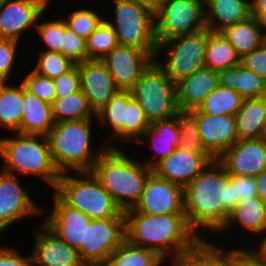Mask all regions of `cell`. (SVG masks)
<instances>
[{"label": "cell", "instance_id": "ee69618b", "mask_svg": "<svg viewBox=\"0 0 266 266\" xmlns=\"http://www.w3.org/2000/svg\"><path fill=\"white\" fill-rule=\"evenodd\" d=\"M20 42L0 38V82L12 80L13 68L17 57L18 45Z\"/></svg>", "mask_w": 266, "mask_h": 266}, {"label": "cell", "instance_id": "ba28073f", "mask_svg": "<svg viewBox=\"0 0 266 266\" xmlns=\"http://www.w3.org/2000/svg\"><path fill=\"white\" fill-rule=\"evenodd\" d=\"M208 29L157 42L156 63L177 83L205 67ZM166 50V51H165ZM164 53L165 62L160 55ZM159 57V59H158ZM158 59V60H157Z\"/></svg>", "mask_w": 266, "mask_h": 266}, {"label": "cell", "instance_id": "60d3db41", "mask_svg": "<svg viewBox=\"0 0 266 266\" xmlns=\"http://www.w3.org/2000/svg\"><path fill=\"white\" fill-rule=\"evenodd\" d=\"M47 11L45 10L38 18L36 30L43 44L47 48L45 51L61 52L63 19L55 18V20H40Z\"/></svg>", "mask_w": 266, "mask_h": 266}, {"label": "cell", "instance_id": "db71d44e", "mask_svg": "<svg viewBox=\"0 0 266 266\" xmlns=\"http://www.w3.org/2000/svg\"><path fill=\"white\" fill-rule=\"evenodd\" d=\"M255 178L258 185V197L266 205V169L262 171L259 175H257Z\"/></svg>", "mask_w": 266, "mask_h": 266}, {"label": "cell", "instance_id": "4316f807", "mask_svg": "<svg viewBox=\"0 0 266 266\" xmlns=\"http://www.w3.org/2000/svg\"><path fill=\"white\" fill-rule=\"evenodd\" d=\"M233 225L241 227L248 234H253V237L263 234L266 230V205L264 202L259 197L239 201L218 233L226 232L229 228L232 230Z\"/></svg>", "mask_w": 266, "mask_h": 266}, {"label": "cell", "instance_id": "277c9868", "mask_svg": "<svg viewBox=\"0 0 266 266\" xmlns=\"http://www.w3.org/2000/svg\"><path fill=\"white\" fill-rule=\"evenodd\" d=\"M92 120L95 119L57 122L48 133L50 154L60 174L90 172L107 147H118L108 143L110 141L106 138L102 146L93 151Z\"/></svg>", "mask_w": 266, "mask_h": 266}, {"label": "cell", "instance_id": "603a6c76", "mask_svg": "<svg viewBox=\"0 0 266 266\" xmlns=\"http://www.w3.org/2000/svg\"><path fill=\"white\" fill-rule=\"evenodd\" d=\"M146 139H148L147 143L144 141ZM179 141V127L174 116L169 119L150 122L149 128L136 143H142L146 147L153 149L155 156L153 155L149 160L142 161V163L153 169L179 147Z\"/></svg>", "mask_w": 266, "mask_h": 266}, {"label": "cell", "instance_id": "3957f363", "mask_svg": "<svg viewBox=\"0 0 266 266\" xmlns=\"http://www.w3.org/2000/svg\"><path fill=\"white\" fill-rule=\"evenodd\" d=\"M125 152L120 145L107 147L90 171L122 211L133 208L140 200L153 172L152 168Z\"/></svg>", "mask_w": 266, "mask_h": 266}, {"label": "cell", "instance_id": "f1b7e54d", "mask_svg": "<svg viewBox=\"0 0 266 266\" xmlns=\"http://www.w3.org/2000/svg\"><path fill=\"white\" fill-rule=\"evenodd\" d=\"M179 266H232V248L226 251L223 245L200 237L184 251Z\"/></svg>", "mask_w": 266, "mask_h": 266}, {"label": "cell", "instance_id": "ab89813d", "mask_svg": "<svg viewBox=\"0 0 266 266\" xmlns=\"http://www.w3.org/2000/svg\"><path fill=\"white\" fill-rule=\"evenodd\" d=\"M63 20L66 26L78 36L87 39L104 19L101 17L100 13L98 14V11L95 12L90 8H80L68 13L67 17H65V19L63 18Z\"/></svg>", "mask_w": 266, "mask_h": 266}, {"label": "cell", "instance_id": "2e32d148", "mask_svg": "<svg viewBox=\"0 0 266 266\" xmlns=\"http://www.w3.org/2000/svg\"><path fill=\"white\" fill-rule=\"evenodd\" d=\"M53 208L43 223L59 238L78 250L84 262V234L91 218L66 204L54 191Z\"/></svg>", "mask_w": 266, "mask_h": 266}, {"label": "cell", "instance_id": "83f0119b", "mask_svg": "<svg viewBox=\"0 0 266 266\" xmlns=\"http://www.w3.org/2000/svg\"><path fill=\"white\" fill-rule=\"evenodd\" d=\"M221 33L234 47L240 58L266 42L265 25L253 16L226 27Z\"/></svg>", "mask_w": 266, "mask_h": 266}, {"label": "cell", "instance_id": "681fc988", "mask_svg": "<svg viewBox=\"0 0 266 266\" xmlns=\"http://www.w3.org/2000/svg\"><path fill=\"white\" fill-rule=\"evenodd\" d=\"M236 248V249H235ZM232 247V266H262L258 258L249 250L239 247Z\"/></svg>", "mask_w": 266, "mask_h": 266}, {"label": "cell", "instance_id": "b9f144b4", "mask_svg": "<svg viewBox=\"0 0 266 266\" xmlns=\"http://www.w3.org/2000/svg\"><path fill=\"white\" fill-rule=\"evenodd\" d=\"M61 53L74 64H79L85 60H88L86 39L78 36L68 26H66L64 20Z\"/></svg>", "mask_w": 266, "mask_h": 266}, {"label": "cell", "instance_id": "9f6ffc18", "mask_svg": "<svg viewBox=\"0 0 266 266\" xmlns=\"http://www.w3.org/2000/svg\"><path fill=\"white\" fill-rule=\"evenodd\" d=\"M167 262H169V263H167L168 265L170 264V266H179V262H175V261H167ZM166 266V264H161L160 266Z\"/></svg>", "mask_w": 266, "mask_h": 266}, {"label": "cell", "instance_id": "7a4b0ae2", "mask_svg": "<svg viewBox=\"0 0 266 266\" xmlns=\"http://www.w3.org/2000/svg\"><path fill=\"white\" fill-rule=\"evenodd\" d=\"M124 214L126 239L156 252L165 261L179 262L184 251L203 237L190 227L185 214L150 215L138 211Z\"/></svg>", "mask_w": 266, "mask_h": 266}, {"label": "cell", "instance_id": "44dd1931", "mask_svg": "<svg viewBox=\"0 0 266 266\" xmlns=\"http://www.w3.org/2000/svg\"><path fill=\"white\" fill-rule=\"evenodd\" d=\"M212 160L207 152H192L178 147L159 162L153 171L184 189Z\"/></svg>", "mask_w": 266, "mask_h": 266}, {"label": "cell", "instance_id": "74e56055", "mask_svg": "<svg viewBox=\"0 0 266 266\" xmlns=\"http://www.w3.org/2000/svg\"><path fill=\"white\" fill-rule=\"evenodd\" d=\"M175 118L179 127V147L192 152H206L198 133L195 115L190 110H180Z\"/></svg>", "mask_w": 266, "mask_h": 266}, {"label": "cell", "instance_id": "30bf717a", "mask_svg": "<svg viewBox=\"0 0 266 266\" xmlns=\"http://www.w3.org/2000/svg\"><path fill=\"white\" fill-rule=\"evenodd\" d=\"M113 1L115 21L105 20L114 28L118 44L157 52L154 14L129 0Z\"/></svg>", "mask_w": 266, "mask_h": 266}, {"label": "cell", "instance_id": "9a60e30c", "mask_svg": "<svg viewBox=\"0 0 266 266\" xmlns=\"http://www.w3.org/2000/svg\"><path fill=\"white\" fill-rule=\"evenodd\" d=\"M126 211L150 215L185 214L183 188L153 171L146 181L140 200Z\"/></svg>", "mask_w": 266, "mask_h": 266}, {"label": "cell", "instance_id": "bcb514c9", "mask_svg": "<svg viewBox=\"0 0 266 266\" xmlns=\"http://www.w3.org/2000/svg\"><path fill=\"white\" fill-rule=\"evenodd\" d=\"M229 181L233 185L235 200L258 197V185L253 176L229 175Z\"/></svg>", "mask_w": 266, "mask_h": 266}, {"label": "cell", "instance_id": "d4e9b609", "mask_svg": "<svg viewBox=\"0 0 266 266\" xmlns=\"http://www.w3.org/2000/svg\"><path fill=\"white\" fill-rule=\"evenodd\" d=\"M204 10L206 29L221 32L251 16V0H204Z\"/></svg>", "mask_w": 266, "mask_h": 266}, {"label": "cell", "instance_id": "d590c367", "mask_svg": "<svg viewBox=\"0 0 266 266\" xmlns=\"http://www.w3.org/2000/svg\"><path fill=\"white\" fill-rule=\"evenodd\" d=\"M51 106L55 123L96 118L82 90L66 98H55Z\"/></svg>", "mask_w": 266, "mask_h": 266}, {"label": "cell", "instance_id": "c3c4849f", "mask_svg": "<svg viewBox=\"0 0 266 266\" xmlns=\"http://www.w3.org/2000/svg\"><path fill=\"white\" fill-rule=\"evenodd\" d=\"M0 266H34L31 251L26 257L15 247L0 245Z\"/></svg>", "mask_w": 266, "mask_h": 266}, {"label": "cell", "instance_id": "7dc6e473", "mask_svg": "<svg viewBox=\"0 0 266 266\" xmlns=\"http://www.w3.org/2000/svg\"><path fill=\"white\" fill-rule=\"evenodd\" d=\"M241 65L266 81V42L259 48L245 54L241 58Z\"/></svg>", "mask_w": 266, "mask_h": 266}, {"label": "cell", "instance_id": "8fae6325", "mask_svg": "<svg viewBox=\"0 0 266 266\" xmlns=\"http://www.w3.org/2000/svg\"><path fill=\"white\" fill-rule=\"evenodd\" d=\"M154 19L157 42L203 30L204 0H163Z\"/></svg>", "mask_w": 266, "mask_h": 266}, {"label": "cell", "instance_id": "816d5d0a", "mask_svg": "<svg viewBox=\"0 0 266 266\" xmlns=\"http://www.w3.org/2000/svg\"><path fill=\"white\" fill-rule=\"evenodd\" d=\"M259 236L261 239L260 242H257V244L259 243V245H256L258 247H251L249 250L258 258L262 266H266V230Z\"/></svg>", "mask_w": 266, "mask_h": 266}, {"label": "cell", "instance_id": "484cf974", "mask_svg": "<svg viewBox=\"0 0 266 266\" xmlns=\"http://www.w3.org/2000/svg\"><path fill=\"white\" fill-rule=\"evenodd\" d=\"M20 133L47 136L55 125L52 106L27 91L23 85Z\"/></svg>", "mask_w": 266, "mask_h": 266}, {"label": "cell", "instance_id": "7c38bea8", "mask_svg": "<svg viewBox=\"0 0 266 266\" xmlns=\"http://www.w3.org/2000/svg\"><path fill=\"white\" fill-rule=\"evenodd\" d=\"M126 240V219L91 220L84 234V264L101 266Z\"/></svg>", "mask_w": 266, "mask_h": 266}, {"label": "cell", "instance_id": "4dcf8cb0", "mask_svg": "<svg viewBox=\"0 0 266 266\" xmlns=\"http://www.w3.org/2000/svg\"><path fill=\"white\" fill-rule=\"evenodd\" d=\"M265 108L261 97L246 98L236 114V132L239 140L266 138Z\"/></svg>", "mask_w": 266, "mask_h": 266}, {"label": "cell", "instance_id": "836d02e7", "mask_svg": "<svg viewBox=\"0 0 266 266\" xmlns=\"http://www.w3.org/2000/svg\"><path fill=\"white\" fill-rule=\"evenodd\" d=\"M162 263L166 262L156 252L126 239L101 266H160Z\"/></svg>", "mask_w": 266, "mask_h": 266}, {"label": "cell", "instance_id": "e575fe53", "mask_svg": "<svg viewBox=\"0 0 266 266\" xmlns=\"http://www.w3.org/2000/svg\"><path fill=\"white\" fill-rule=\"evenodd\" d=\"M244 98L235 90L219 85L209 93L200 105L191 112H201L207 115H234L240 110Z\"/></svg>", "mask_w": 266, "mask_h": 266}, {"label": "cell", "instance_id": "cb8c5ba5", "mask_svg": "<svg viewBox=\"0 0 266 266\" xmlns=\"http://www.w3.org/2000/svg\"><path fill=\"white\" fill-rule=\"evenodd\" d=\"M219 85V73L207 67L181 79L176 83L179 109H196L205 97Z\"/></svg>", "mask_w": 266, "mask_h": 266}, {"label": "cell", "instance_id": "f546056e", "mask_svg": "<svg viewBox=\"0 0 266 266\" xmlns=\"http://www.w3.org/2000/svg\"><path fill=\"white\" fill-rule=\"evenodd\" d=\"M218 73L220 85L237 91L244 99L262 97L266 93V81L241 64Z\"/></svg>", "mask_w": 266, "mask_h": 266}, {"label": "cell", "instance_id": "f907efd6", "mask_svg": "<svg viewBox=\"0 0 266 266\" xmlns=\"http://www.w3.org/2000/svg\"><path fill=\"white\" fill-rule=\"evenodd\" d=\"M251 16L262 21L266 28V0H251Z\"/></svg>", "mask_w": 266, "mask_h": 266}, {"label": "cell", "instance_id": "f35d334b", "mask_svg": "<svg viewBox=\"0 0 266 266\" xmlns=\"http://www.w3.org/2000/svg\"><path fill=\"white\" fill-rule=\"evenodd\" d=\"M33 71L51 79L67 72L74 63L61 52L40 50Z\"/></svg>", "mask_w": 266, "mask_h": 266}, {"label": "cell", "instance_id": "7402d4cb", "mask_svg": "<svg viewBox=\"0 0 266 266\" xmlns=\"http://www.w3.org/2000/svg\"><path fill=\"white\" fill-rule=\"evenodd\" d=\"M77 66L81 90L96 114L118 93L119 89L101 60H85Z\"/></svg>", "mask_w": 266, "mask_h": 266}, {"label": "cell", "instance_id": "9c48e42d", "mask_svg": "<svg viewBox=\"0 0 266 266\" xmlns=\"http://www.w3.org/2000/svg\"><path fill=\"white\" fill-rule=\"evenodd\" d=\"M98 125L110 127L112 135L110 140L121 143L127 141L137 142L143 133L149 128L150 122L145 116L139 103L133 98L131 91H121L97 113ZM109 125V126H107ZM113 138H112V137ZM125 140V141H124Z\"/></svg>", "mask_w": 266, "mask_h": 266}, {"label": "cell", "instance_id": "ffe728a7", "mask_svg": "<svg viewBox=\"0 0 266 266\" xmlns=\"http://www.w3.org/2000/svg\"><path fill=\"white\" fill-rule=\"evenodd\" d=\"M192 113L197 119L202 145L213 159H218L239 140L236 132V116Z\"/></svg>", "mask_w": 266, "mask_h": 266}, {"label": "cell", "instance_id": "5bb4252c", "mask_svg": "<svg viewBox=\"0 0 266 266\" xmlns=\"http://www.w3.org/2000/svg\"><path fill=\"white\" fill-rule=\"evenodd\" d=\"M156 53L118 45L101 61L106 65L115 86L121 91H130L155 61Z\"/></svg>", "mask_w": 266, "mask_h": 266}, {"label": "cell", "instance_id": "6da1fadb", "mask_svg": "<svg viewBox=\"0 0 266 266\" xmlns=\"http://www.w3.org/2000/svg\"><path fill=\"white\" fill-rule=\"evenodd\" d=\"M224 166L213 159L184 189V213L190 227L218 233L235 209L234 188Z\"/></svg>", "mask_w": 266, "mask_h": 266}, {"label": "cell", "instance_id": "d6a6232c", "mask_svg": "<svg viewBox=\"0 0 266 266\" xmlns=\"http://www.w3.org/2000/svg\"><path fill=\"white\" fill-rule=\"evenodd\" d=\"M239 64H241V58L225 36L221 32L208 30L205 67L219 72Z\"/></svg>", "mask_w": 266, "mask_h": 266}, {"label": "cell", "instance_id": "e0dca14e", "mask_svg": "<svg viewBox=\"0 0 266 266\" xmlns=\"http://www.w3.org/2000/svg\"><path fill=\"white\" fill-rule=\"evenodd\" d=\"M53 0H5L0 4V38L20 42Z\"/></svg>", "mask_w": 266, "mask_h": 266}, {"label": "cell", "instance_id": "ac0fdd59", "mask_svg": "<svg viewBox=\"0 0 266 266\" xmlns=\"http://www.w3.org/2000/svg\"><path fill=\"white\" fill-rule=\"evenodd\" d=\"M217 160L230 175L256 177L266 169V138L238 140Z\"/></svg>", "mask_w": 266, "mask_h": 266}, {"label": "cell", "instance_id": "7bdbcfd3", "mask_svg": "<svg viewBox=\"0 0 266 266\" xmlns=\"http://www.w3.org/2000/svg\"><path fill=\"white\" fill-rule=\"evenodd\" d=\"M25 89L39 99L52 103L56 97L53 79L42 76L33 70L21 80Z\"/></svg>", "mask_w": 266, "mask_h": 266}, {"label": "cell", "instance_id": "11a10c76", "mask_svg": "<svg viewBox=\"0 0 266 266\" xmlns=\"http://www.w3.org/2000/svg\"><path fill=\"white\" fill-rule=\"evenodd\" d=\"M264 103L265 114H264V125H265V133H266V93L261 97Z\"/></svg>", "mask_w": 266, "mask_h": 266}, {"label": "cell", "instance_id": "f5cc1de1", "mask_svg": "<svg viewBox=\"0 0 266 266\" xmlns=\"http://www.w3.org/2000/svg\"><path fill=\"white\" fill-rule=\"evenodd\" d=\"M135 4L146 8L152 14H156L163 2V0H129Z\"/></svg>", "mask_w": 266, "mask_h": 266}, {"label": "cell", "instance_id": "8d00e7d4", "mask_svg": "<svg viewBox=\"0 0 266 266\" xmlns=\"http://www.w3.org/2000/svg\"><path fill=\"white\" fill-rule=\"evenodd\" d=\"M118 45L114 28L104 18L96 30L86 39L88 60H101Z\"/></svg>", "mask_w": 266, "mask_h": 266}, {"label": "cell", "instance_id": "5b68a950", "mask_svg": "<svg viewBox=\"0 0 266 266\" xmlns=\"http://www.w3.org/2000/svg\"><path fill=\"white\" fill-rule=\"evenodd\" d=\"M12 137L0 138V156L3 171L17 175H35L54 190L60 177L50 154L47 136L11 133Z\"/></svg>", "mask_w": 266, "mask_h": 266}, {"label": "cell", "instance_id": "f6af8a7d", "mask_svg": "<svg viewBox=\"0 0 266 266\" xmlns=\"http://www.w3.org/2000/svg\"><path fill=\"white\" fill-rule=\"evenodd\" d=\"M56 91L55 98H66L81 90L80 74L77 64H74L67 72L53 79Z\"/></svg>", "mask_w": 266, "mask_h": 266}, {"label": "cell", "instance_id": "52a82bcc", "mask_svg": "<svg viewBox=\"0 0 266 266\" xmlns=\"http://www.w3.org/2000/svg\"><path fill=\"white\" fill-rule=\"evenodd\" d=\"M130 91L149 122L172 118L180 111L176 83L156 61Z\"/></svg>", "mask_w": 266, "mask_h": 266}, {"label": "cell", "instance_id": "8992f818", "mask_svg": "<svg viewBox=\"0 0 266 266\" xmlns=\"http://www.w3.org/2000/svg\"><path fill=\"white\" fill-rule=\"evenodd\" d=\"M61 173L54 192L92 220L126 219L124 211L91 172ZM79 175V176H78Z\"/></svg>", "mask_w": 266, "mask_h": 266}, {"label": "cell", "instance_id": "d6986e66", "mask_svg": "<svg viewBox=\"0 0 266 266\" xmlns=\"http://www.w3.org/2000/svg\"><path fill=\"white\" fill-rule=\"evenodd\" d=\"M34 236L32 258L34 266H86L76 248L71 247L43 222Z\"/></svg>", "mask_w": 266, "mask_h": 266}, {"label": "cell", "instance_id": "1f68e13d", "mask_svg": "<svg viewBox=\"0 0 266 266\" xmlns=\"http://www.w3.org/2000/svg\"><path fill=\"white\" fill-rule=\"evenodd\" d=\"M0 82V127L10 133L19 132L23 112V83Z\"/></svg>", "mask_w": 266, "mask_h": 266}, {"label": "cell", "instance_id": "4fadbf2b", "mask_svg": "<svg viewBox=\"0 0 266 266\" xmlns=\"http://www.w3.org/2000/svg\"><path fill=\"white\" fill-rule=\"evenodd\" d=\"M38 205L17 175L0 170V235L26 216L42 215Z\"/></svg>", "mask_w": 266, "mask_h": 266}]
</instances>
